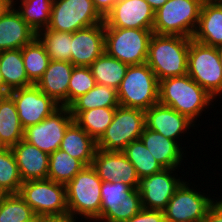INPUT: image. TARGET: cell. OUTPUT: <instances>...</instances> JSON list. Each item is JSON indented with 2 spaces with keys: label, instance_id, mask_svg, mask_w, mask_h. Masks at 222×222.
<instances>
[{
  "label": "cell",
  "instance_id": "1",
  "mask_svg": "<svg viewBox=\"0 0 222 222\" xmlns=\"http://www.w3.org/2000/svg\"><path fill=\"white\" fill-rule=\"evenodd\" d=\"M215 99L188 74L159 81L158 103L185 115L194 124ZM195 120V121H194Z\"/></svg>",
  "mask_w": 222,
  "mask_h": 222
},
{
  "label": "cell",
  "instance_id": "2",
  "mask_svg": "<svg viewBox=\"0 0 222 222\" xmlns=\"http://www.w3.org/2000/svg\"><path fill=\"white\" fill-rule=\"evenodd\" d=\"M190 41L189 37L153 33L146 63L159 81L187 74Z\"/></svg>",
  "mask_w": 222,
  "mask_h": 222
},
{
  "label": "cell",
  "instance_id": "3",
  "mask_svg": "<svg viewBox=\"0 0 222 222\" xmlns=\"http://www.w3.org/2000/svg\"><path fill=\"white\" fill-rule=\"evenodd\" d=\"M102 182L92 165L78 172L65 185L68 216L96 221L101 214Z\"/></svg>",
  "mask_w": 222,
  "mask_h": 222
},
{
  "label": "cell",
  "instance_id": "4",
  "mask_svg": "<svg viewBox=\"0 0 222 222\" xmlns=\"http://www.w3.org/2000/svg\"><path fill=\"white\" fill-rule=\"evenodd\" d=\"M117 96L120 106L146 111L158 103L159 80L147 63L128 66Z\"/></svg>",
  "mask_w": 222,
  "mask_h": 222
},
{
  "label": "cell",
  "instance_id": "5",
  "mask_svg": "<svg viewBox=\"0 0 222 222\" xmlns=\"http://www.w3.org/2000/svg\"><path fill=\"white\" fill-rule=\"evenodd\" d=\"M204 0H168L154 14L153 32L192 38Z\"/></svg>",
  "mask_w": 222,
  "mask_h": 222
},
{
  "label": "cell",
  "instance_id": "6",
  "mask_svg": "<svg viewBox=\"0 0 222 222\" xmlns=\"http://www.w3.org/2000/svg\"><path fill=\"white\" fill-rule=\"evenodd\" d=\"M153 30L105 28V52L128 66L144 64Z\"/></svg>",
  "mask_w": 222,
  "mask_h": 222
},
{
  "label": "cell",
  "instance_id": "7",
  "mask_svg": "<svg viewBox=\"0 0 222 222\" xmlns=\"http://www.w3.org/2000/svg\"><path fill=\"white\" fill-rule=\"evenodd\" d=\"M187 74L217 98L222 93V67L217 47L208 46L191 38Z\"/></svg>",
  "mask_w": 222,
  "mask_h": 222
},
{
  "label": "cell",
  "instance_id": "8",
  "mask_svg": "<svg viewBox=\"0 0 222 222\" xmlns=\"http://www.w3.org/2000/svg\"><path fill=\"white\" fill-rule=\"evenodd\" d=\"M19 195L35 214L47 218L68 216L65 184L50 179L24 181Z\"/></svg>",
  "mask_w": 222,
  "mask_h": 222
},
{
  "label": "cell",
  "instance_id": "9",
  "mask_svg": "<svg viewBox=\"0 0 222 222\" xmlns=\"http://www.w3.org/2000/svg\"><path fill=\"white\" fill-rule=\"evenodd\" d=\"M143 209L139 191L121 181L102 182L101 214L96 221L126 222Z\"/></svg>",
  "mask_w": 222,
  "mask_h": 222
},
{
  "label": "cell",
  "instance_id": "10",
  "mask_svg": "<svg viewBox=\"0 0 222 222\" xmlns=\"http://www.w3.org/2000/svg\"><path fill=\"white\" fill-rule=\"evenodd\" d=\"M145 128V111L118 106L111 124L97 141L103 151H122L132 141L140 139Z\"/></svg>",
  "mask_w": 222,
  "mask_h": 222
},
{
  "label": "cell",
  "instance_id": "11",
  "mask_svg": "<svg viewBox=\"0 0 222 222\" xmlns=\"http://www.w3.org/2000/svg\"><path fill=\"white\" fill-rule=\"evenodd\" d=\"M102 22L92 0H54L48 29L74 33Z\"/></svg>",
  "mask_w": 222,
  "mask_h": 222
},
{
  "label": "cell",
  "instance_id": "12",
  "mask_svg": "<svg viewBox=\"0 0 222 222\" xmlns=\"http://www.w3.org/2000/svg\"><path fill=\"white\" fill-rule=\"evenodd\" d=\"M196 190L190 188L189 183L183 180L164 210L166 222L204 221L209 209L217 200L214 201Z\"/></svg>",
  "mask_w": 222,
  "mask_h": 222
},
{
  "label": "cell",
  "instance_id": "13",
  "mask_svg": "<svg viewBox=\"0 0 222 222\" xmlns=\"http://www.w3.org/2000/svg\"><path fill=\"white\" fill-rule=\"evenodd\" d=\"M73 121L69 107L61 106L40 123L26 127L23 140L50 155L60 148L65 131Z\"/></svg>",
  "mask_w": 222,
  "mask_h": 222
},
{
  "label": "cell",
  "instance_id": "14",
  "mask_svg": "<svg viewBox=\"0 0 222 222\" xmlns=\"http://www.w3.org/2000/svg\"><path fill=\"white\" fill-rule=\"evenodd\" d=\"M8 94L13 98L24 129L40 123L61 107L53 98L47 96L34 84L12 90Z\"/></svg>",
  "mask_w": 222,
  "mask_h": 222
},
{
  "label": "cell",
  "instance_id": "15",
  "mask_svg": "<svg viewBox=\"0 0 222 222\" xmlns=\"http://www.w3.org/2000/svg\"><path fill=\"white\" fill-rule=\"evenodd\" d=\"M177 168H164L161 172L142 177L137 190L144 209L164 211L176 189L183 182L173 171Z\"/></svg>",
  "mask_w": 222,
  "mask_h": 222
},
{
  "label": "cell",
  "instance_id": "16",
  "mask_svg": "<svg viewBox=\"0 0 222 222\" xmlns=\"http://www.w3.org/2000/svg\"><path fill=\"white\" fill-rule=\"evenodd\" d=\"M154 14L145 0H118L104 18V28L153 30Z\"/></svg>",
  "mask_w": 222,
  "mask_h": 222
},
{
  "label": "cell",
  "instance_id": "17",
  "mask_svg": "<svg viewBox=\"0 0 222 222\" xmlns=\"http://www.w3.org/2000/svg\"><path fill=\"white\" fill-rule=\"evenodd\" d=\"M92 167L104 182L121 181L135 190L138 188L140 178L122 151H103L97 148Z\"/></svg>",
  "mask_w": 222,
  "mask_h": 222
},
{
  "label": "cell",
  "instance_id": "18",
  "mask_svg": "<svg viewBox=\"0 0 222 222\" xmlns=\"http://www.w3.org/2000/svg\"><path fill=\"white\" fill-rule=\"evenodd\" d=\"M105 52L104 22L71 33V63L89 67Z\"/></svg>",
  "mask_w": 222,
  "mask_h": 222
},
{
  "label": "cell",
  "instance_id": "19",
  "mask_svg": "<svg viewBox=\"0 0 222 222\" xmlns=\"http://www.w3.org/2000/svg\"><path fill=\"white\" fill-rule=\"evenodd\" d=\"M195 124L173 108L157 103L145 111V127L177 141L180 134ZM191 126V127H190Z\"/></svg>",
  "mask_w": 222,
  "mask_h": 222
},
{
  "label": "cell",
  "instance_id": "20",
  "mask_svg": "<svg viewBox=\"0 0 222 222\" xmlns=\"http://www.w3.org/2000/svg\"><path fill=\"white\" fill-rule=\"evenodd\" d=\"M15 5L13 2V6L0 16V52L21 49L37 37V33L23 20Z\"/></svg>",
  "mask_w": 222,
  "mask_h": 222
},
{
  "label": "cell",
  "instance_id": "21",
  "mask_svg": "<svg viewBox=\"0 0 222 222\" xmlns=\"http://www.w3.org/2000/svg\"><path fill=\"white\" fill-rule=\"evenodd\" d=\"M11 150L23 182L48 179L49 154L23 139L11 147Z\"/></svg>",
  "mask_w": 222,
  "mask_h": 222
},
{
  "label": "cell",
  "instance_id": "22",
  "mask_svg": "<svg viewBox=\"0 0 222 222\" xmlns=\"http://www.w3.org/2000/svg\"><path fill=\"white\" fill-rule=\"evenodd\" d=\"M73 68L71 62L51 60L36 86L59 105L68 107V86Z\"/></svg>",
  "mask_w": 222,
  "mask_h": 222
},
{
  "label": "cell",
  "instance_id": "23",
  "mask_svg": "<svg viewBox=\"0 0 222 222\" xmlns=\"http://www.w3.org/2000/svg\"><path fill=\"white\" fill-rule=\"evenodd\" d=\"M192 39L208 46L222 45V0L203 1Z\"/></svg>",
  "mask_w": 222,
  "mask_h": 222
},
{
  "label": "cell",
  "instance_id": "24",
  "mask_svg": "<svg viewBox=\"0 0 222 222\" xmlns=\"http://www.w3.org/2000/svg\"><path fill=\"white\" fill-rule=\"evenodd\" d=\"M140 139L163 168H178L181 165L184 154L181 145L175 140L166 138L164 135L146 127Z\"/></svg>",
  "mask_w": 222,
  "mask_h": 222
},
{
  "label": "cell",
  "instance_id": "25",
  "mask_svg": "<svg viewBox=\"0 0 222 222\" xmlns=\"http://www.w3.org/2000/svg\"><path fill=\"white\" fill-rule=\"evenodd\" d=\"M59 149L79 159L85 166H91L97 142L73 121L67 127Z\"/></svg>",
  "mask_w": 222,
  "mask_h": 222
},
{
  "label": "cell",
  "instance_id": "26",
  "mask_svg": "<svg viewBox=\"0 0 222 222\" xmlns=\"http://www.w3.org/2000/svg\"><path fill=\"white\" fill-rule=\"evenodd\" d=\"M16 105L9 94L0 95V147H13L23 139Z\"/></svg>",
  "mask_w": 222,
  "mask_h": 222
},
{
  "label": "cell",
  "instance_id": "27",
  "mask_svg": "<svg viewBox=\"0 0 222 222\" xmlns=\"http://www.w3.org/2000/svg\"><path fill=\"white\" fill-rule=\"evenodd\" d=\"M0 71L5 85V94L33 85L28 79L21 49L0 52Z\"/></svg>",
  "mask_w": 222,
  "mask_h": 222
},
{
  "label": "cell",
  "instance_id": "28",
  "mask_svg": "<svg viewBox=\"0 0 222 222\" xmlns=\"http://www.w3.org/2000/svg\"><path fill=\"white\" fill-rule=\"evenodd\" d=\"M116 108L99 107L70 112L74 121L97 142L111 124Z\"/></svg>",
  "mask_w": 222,
  "mask_h": 222
},
{
  "label": "cell",
  "instance_id": "29",
  "mask_svg": "<svg viewBox=\"0 0 222 222\" xmlns=\"http://www.w3.org/2000/svg\"><path fill=\"white\" fill-rule=\"evenodd\" d=\"M96 84L118 89L128 65L104 52L89 66Z\"/></svg>",
  "mask_w": 222,
  "mask_h": 222
},
{
  "label": "cell",
  "instance_id": "30",
  "mask_svg": "<svg viewBox=\"0 0 222 222\" xmlns=\"http://www.w3.org/2000/svg\"><path fill=\"white\" fill-rule=\"evenodd\" d=\"M24 67L29 81L36 85L47 69L51 59L44 45L36 37L31 43L21 48Z\"/></svg>",
  "mask_w": 222,
  "mask_h": 222
},
{
  "label": "cell",
  "instance_id": "31",
  "mask_svg": "<svg viewBox=\"0 0 222 222\" xmlns=\"http://www.w3.org/2000/svg\"><path fill=\"white\" fill-rule=\"evenodd\" d=\"M84 167L79 159L58 149L49 155L48 179L66 185Z\"/></svg>",
  "mask_w": 222,
  "mask_h": 222
},
{
  "label": "cell",
  "instance_id": "32",
  "mask_svg": "<svg viewBox=\"0 0 222 222\" xmlns=\"http://www.w3.org/2000/svg\"><path fill=\"white\" fill-rule=\"evenodd\" d=\"M122 152L134 166L139 178L161 172L164 169L152 156L141 139L132 141Z\"/></svg>",
  "mask_w": 222,
  "mask_h": 222
},
{
  "label": "cell",
  "instance_id": "33",
  "mask_svg": "<svg viewBox=\"0 0 222 222\" xmlns=\"http://www.w3.org/2000/svg\"><path fill=\"white\" fill-rule=\"evenodd\" d=\"M118 106L117 90L109 86L96 84L86 94L77 98L69 106V109L70 111H86L92 108Z\"/></svg>",
  "mask_w": 222,
  "mask_h": 222
},
{
  "label": "cell",
  "instance_id": "34",
  "mask_svg": "<svg viewBox=\"0 0 222 222\" xmlns=\"http://www.w3.org/2000/svg\"><path fill=\"white\" fill-rule=\"evenodd\" d=\"M54 0H21L16 9L23 20L36 32L47 29Z\"/></svg>",
  "mask_w": 222,
  "mask_h": 222
},
{
  "label": "cell",
  "instance_id": "35",
  "mask_svg": "<svg viewBox=\"0 0 222 222\" xmlns=\"http://www.w3.org/2000/svg\"><path fill=\"white\" fill-rule=\"evenodd\" d=\"M47 54L54 61L71 62V33L44 29L37 33Z\"/></svg>",
  "mask_w": 222,
  "mask_h": 222
},
{
  "label": "cell",
  "instance_id": "36",
  "mask_svg": "<svg viewBox=\"0 0 222 222\" xmlns=\"http://www.w3.org/2000/svg\"><path fill=\"white\" fill-rule=\"evenodd\" d=\"M22 183L11 148L0 147V190L4 194H19Z\"/></svg>",
  "mask_w": 222,
  "mask_h": 222
},
{
  "label": "cell",
  "instance_id": "37",
  "mask_svg": "<svg viewBox=\"0 0 222 222\" xmlns=\"http://www.w3.org/2000/svg\"><path fill=\"white\" fill-rule=\"evenodd\" d=\"M34 215L19 194H4L0 199V222H25Z\"/></svg>",
  "mask_w": 222,
  "mask_h": 222
},
{
  "label": "cell",
  "instance_id": "38",
  "mask_svg": "<svg viewBox=\"0 0 222 222\" xmlns=\"http://www.w3.org/2000/svg\"><path fill=\"white\" fill-rule=\"evenodd\" d=\"M96 85L89 67L74 66L68 86V107Z\"/></svg>",
  "mask_w": 222,
  "mask_h": 222
},
{
  "label": "cell",
  "instance_id": "39",
  "mask_svg": "<svg viewBox=\"0 0 222 222\" xmlns=\"http://www.w3.org/2000/svg\"><path fill=\"white\" fill-rule=\"evenodd\" d=\"M126 222H166L164 211L142 209Z\"/></svg>",
  "mask_w": 222,
  "mask_h": 222
},
{
  "label": "cell",
  "instance_id": "40",
  "mask_svg": "<svg viewBox=\"0 0 222 222\" xmlns=\"http://www.w3.org/2000/svg\"><path fill=\"white\" fill-rule=\"evenodd\" d=\"M203 222H222V200L216 201L209 209Z\"/></svg>",
  "mask_w": 222,
  "mask_h": 222
},
{
  "label": "cell",
  "instance_id": "41",
  "mask_svg": "<svg viewBox=\"0 0 222 222\" xmlns=\"http://www.w3.org/2000/svg\"><path fill=\"white\" fill-rule=\"evenodd\" d=\"M98 13L105 18L118 0H92Z\"/></svg>",
  "mask_w": 222,
  "mask_h": 222
},
{
  "label": "cell",
  "instance_id": "42",
  "mask_svg": "<svg viewBox=\"0 0 222 222\" xmlns=\"http://www.w3.org/2000/svg\"><path fill=\"white\" fill-rule=\"evenodd\" d=\"M152 10L156 12L160 7H162L168 0H145Z\"/></svg>",
  "mask_w": 222,
  "mask_h": 222
},
{
  "label": "cell",
  "instance_id": "43",
  "mask_svg": "<svg viewBox=\"0 0 222 222\" xmlns=\"http://www.w3.org/2000/svg\"><path fill=\"white\" fill-rule=\"evenodd\" d=\"M13 6V0H0V16Z\"/></svg>",
  "mask_w": 222,
  "mask_h": 222
},
{
  "label": "cell",
  "instance_id": "44",
  "mask_svg": "<svg viewBox=\"0 0 222 222\" xmlns=\"http://www.w3.org/2000/svg\"><path fill=\"white\" fill-rule=\"evenodd\" d=\"M76 218L73 216H66V217H54V218H47L46 222H75Z\"/></svg>",
  "mask_w": 222,
  "mask_h": 222
},
{
  "label": "cell",
  "instance_id": "45",
  "mask_svg": "<svg viewBox=\"0 0 222 222\" xmlns=\"http://www.w3.org/2000/svg\"><path fill=\"white\" fill-rule=\"evenodd\" d=\"M46 220H47L46 216L35 214L25 222H46Z\"/></svg>",
  "mask_w": 222,
  "mask_h": 222
},
{
  "label": "cell",
  "instance_id": "46",
  "mask_svg": "<svg viewBox=\"0 0 222 222\" xmlns=\"http://www.w3.org/2000/svg\"><path fill=\"white\" fill-rule=\"evenodd\" d=\"M0 95H5V85L3 82L1 71H0Z\"/></svg>",
  "mask_w": 222,
  "mask_h": 222
},
{
  "label": "cell",
  "instance_id": "47",
  "mask_svg": "<svg viewBox=\"0 0 222 222\" xmlns=\"http://www.w3.org/2000/svg\"><path fill=\"white\" fill-rule=\"evenodd\" d=\"M218 50V54H219V58H220V63H221V67H222V45L217 47Z\"/></svg>",
  "mask_w": 222,
  "mask_h": 222
},
{
  "label": "cell",
  "instance_id": "48",
  "mask_svg": "<svg viewBox=\"0 0 222 222\" xmlns=\"http://www.w3.org/2000/svg\"><path fill=\"white\" fill-rule=\"evenodd\" d=\"M3 195L4 193L0 190V199L2 198Z\"/></svg>",
  "mask_w": 222,
  "mask_h": 222
}]
</instances>
